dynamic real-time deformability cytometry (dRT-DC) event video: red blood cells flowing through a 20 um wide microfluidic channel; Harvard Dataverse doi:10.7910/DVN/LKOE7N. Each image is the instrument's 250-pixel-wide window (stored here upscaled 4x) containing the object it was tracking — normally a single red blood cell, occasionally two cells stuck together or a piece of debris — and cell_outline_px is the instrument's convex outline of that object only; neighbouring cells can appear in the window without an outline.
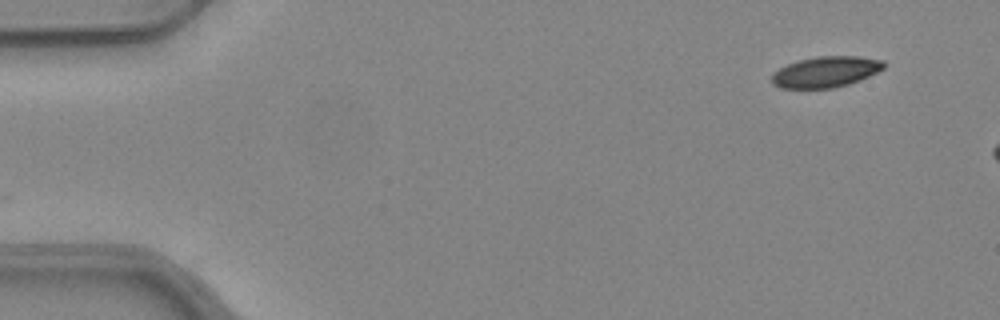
{"species": "common noctule bat (a hibernating species)", "species_latin": "Nyctalus noctula", "temperature_condition": "warm", "stored_images_in_passage": 8, "camera_frame_rate_fps": 3000, "um_per_image_px": 0.085, "animal": {"sex": "female", "body_mass_g": 24.6, "forearm_length_mm": 56.2}, "frame": {"image": 1, "passage_image": 1, "time_ms": 0.0, "image_size_px": [1000, 320], "cell_outline_px": [[884, 68], [860, 80], [848, 84], [832, 88], [780, 88], [772, 84], [772, 76], [780, 68], [788, 64], [800, 60], [816, 56], [860, 56], [884, 60]], "centroid_in_image_um": [70.2, 6.1], "position_along_channel_um": 14.8, "area_um2": 20.0}}